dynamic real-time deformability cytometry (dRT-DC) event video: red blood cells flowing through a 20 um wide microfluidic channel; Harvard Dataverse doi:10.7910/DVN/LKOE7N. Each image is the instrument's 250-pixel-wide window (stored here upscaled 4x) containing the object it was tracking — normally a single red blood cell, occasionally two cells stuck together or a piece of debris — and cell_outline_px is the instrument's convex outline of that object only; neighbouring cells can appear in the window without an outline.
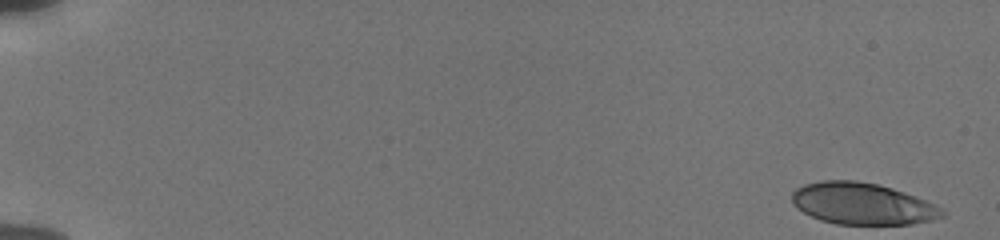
{"species": "human", "species_latin": "Homo sapiens", "temperature_condition": "cold", "stored_images_in_passage": 54, "camera_frame_rate_fps": 3000, "um_per_image_px": 0.085, "donor": {"sex": "male"}, "frame": {"image": 1, "passage_image": 1, "time_ms": 0.0, "image_size_px": [1000, 240], "cell_outline_px": [[944, 216], [932, 220], [912, 224], [836, 224], [820, 220], [796, 208], [792, 204], [792, 192], [796, 188], [804, 184], [820, 180], [856, 180], [880, 184], [904, 192], [944, 208]], "centroid_in_image_um": [73.28, 17.31], "position_along_channel_um": 11.7, "area_um2": 36.65}}
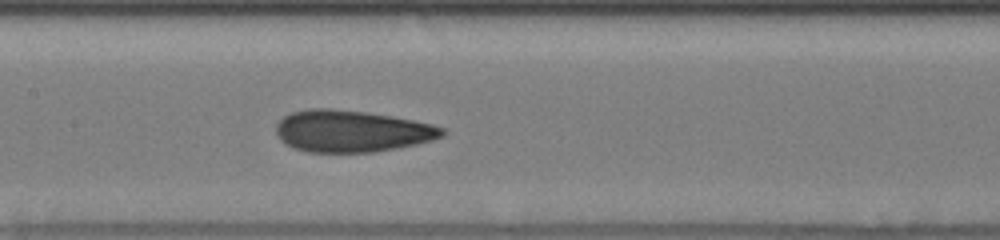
{"frame": {"image": 2, "passage_image": 28, "time_ms": 9.0, "image_size_px": [1000, 240], "cell_outline_px": [[444, 136], [432, 140], [416, 144], [396, 148], [372, 152], [308, 152], [292, 148], [284, 144], [280, 140], [276, 132], [276, 124], [284, 116], [292, 112], [308, 108], [328, 108], [364, 112], [392, 116], [432, 124], [444, 128]], "centroid_in_image_um": [29.86, 11.15], "position_along_channel_um": 177.5, "area_um2": 40.46}}
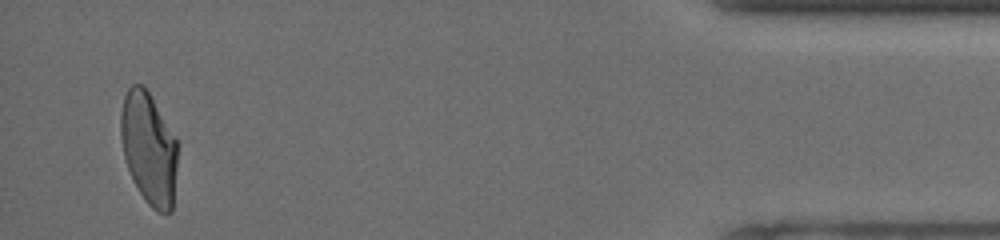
{"frame": {"image": 3, "passage_image": 52, "time_ms": 17.0, "image_size_px": [1000, 240], "cell_outline_px": [[176, 168], [172, 212], [156, 212], [148, 204], [140, 192], [128, 168], [124, 156], [120, 136], [120, 112], [124, 96], [128, 88], [132, 84], [144, 84], [176, 140]], "centroid_in_image_um": [12.62, 12.59], "position_along_channel_um": 422.6, "area_um2": 36.65}, "authors_computed_cell_mechanics": {"area_um2": 38.8416, "velocity_mm_per_s": 3.8497, "shape_relaxation_time_tau1_ms": null, "shape_relaxation_time_tau2_ms": 1.3673, "deformation_change_tau1": null, "deformation_change_tau2": 0.0865}}